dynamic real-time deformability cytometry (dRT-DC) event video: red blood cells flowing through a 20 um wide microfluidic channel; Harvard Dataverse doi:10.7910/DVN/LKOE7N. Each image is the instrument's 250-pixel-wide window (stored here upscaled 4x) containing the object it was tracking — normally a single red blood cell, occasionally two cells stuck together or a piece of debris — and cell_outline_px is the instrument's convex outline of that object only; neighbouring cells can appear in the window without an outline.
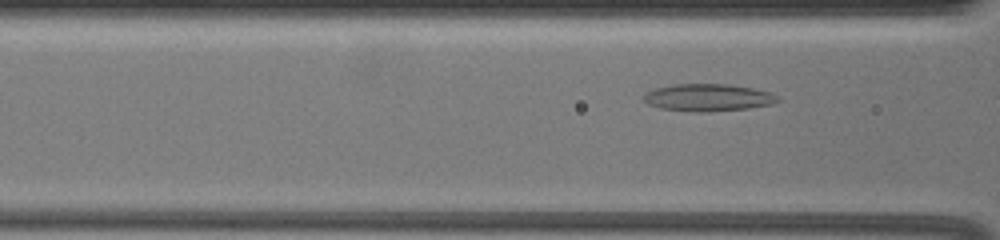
{"species": "common noctule bat (a hibernating species)", "species_latin": "Nyctalus noctula", "temperature_condition": "warm", "stored_images_in_passage": 14, "camera_frame_rate_fps": 3000, "um_per_image_px": 0.085, "animal": {"sex": "female", "body_mass_g": 19.5, "forearm_length_mm": 54.1}, "frame": {"image": 1, "passage_image": 12, "time_ms": 3.667, "image_size_px": [1000, 240], "cell_outline_px": [[780, 100], [772, 104], [748, 108], [704, 112], [692, 112], [660, 108], [648, 104], [640, 96], [656, 88], [672, 84], [728, 84], [752, 88], [772, 92]], "centroid_in_image_um": [60.16, 8.29], "position_along_channel_um": 106.4, "area_um2": 21.33}}